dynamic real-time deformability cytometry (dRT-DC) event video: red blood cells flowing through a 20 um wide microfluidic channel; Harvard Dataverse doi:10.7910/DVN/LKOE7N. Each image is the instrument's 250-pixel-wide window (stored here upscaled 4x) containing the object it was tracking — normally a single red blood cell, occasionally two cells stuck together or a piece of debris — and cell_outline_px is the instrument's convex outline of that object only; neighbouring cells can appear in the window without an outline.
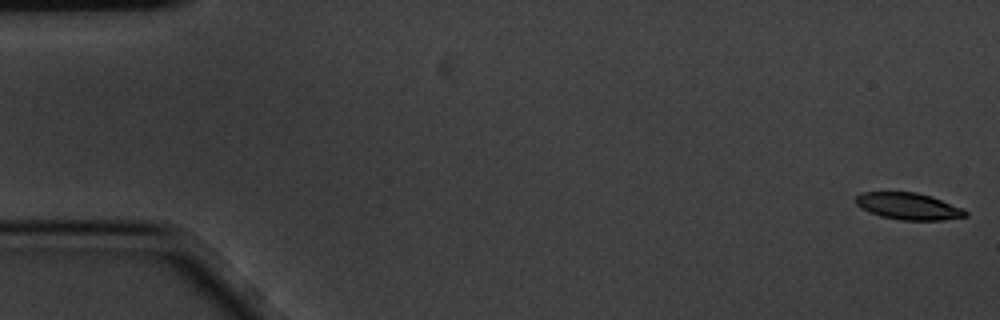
{"species": "common noctule bat (a hibernating species)", "species_latin": "Nyctalus noctula", "temperature_condition": "cold", "stored_images_in_passage": 5, "camera_frame_rate_fps": 3000, "um_per_image_px": 0.085, "animal": {"sex": "male", "body_mass_g": 20.1, "forearm_length_mm": 53.5}, "frame": {"image": 1, "passage_image": 1, "time_ms": 0.0, "image_size_px": [1000, 320], "cell_outline_px": [[968, 216], [944, 220], [900, 220], [880, 216], [856, 204], [856, 196], [860, 192], [916, 192], [932, 196], [964, 208], [968, 212]], "centroid_in_image_um": [77.28, 17.53], "position_along_channel_um": 7.7, "area_um2": 17.17}}